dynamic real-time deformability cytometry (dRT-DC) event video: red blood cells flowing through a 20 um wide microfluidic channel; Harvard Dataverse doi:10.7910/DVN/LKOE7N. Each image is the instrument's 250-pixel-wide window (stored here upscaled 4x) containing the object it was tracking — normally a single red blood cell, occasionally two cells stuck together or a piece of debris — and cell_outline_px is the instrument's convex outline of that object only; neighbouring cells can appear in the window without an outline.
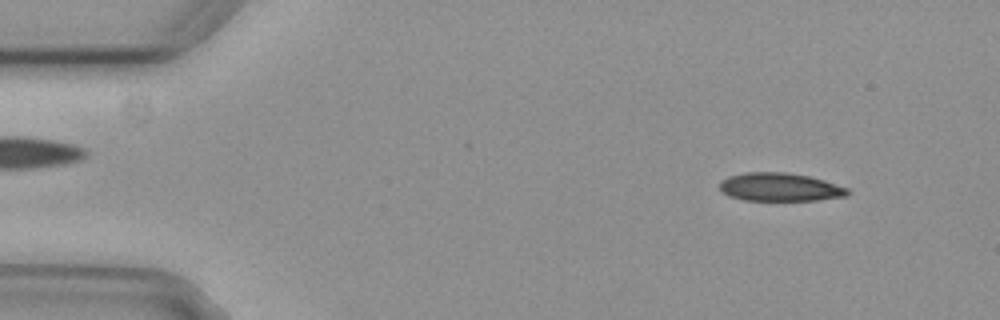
{"species": "common noctule bat (a hibernating species)", "species_latin": "Nyctalus noctula", "temperature_condition": "cold", "stored_images_in_passage": 4, "camera_frame_rate_fps": 3000, "um_per_image_px": 0.085, "animal": {"sex": "female", "body_mass_g": 29.2, "forearm_length_mm": 56.3}, "frame": {"image": 1, "passage_image": 1, "time_ms": 0.0, "image_size_px": [1000, 320], "cell_outline_px": [[852, 192], [848, 196], [816, 200], [744, 200], [728, 196], [720, 192], [720, 180], [728, 176], [744, 172], [784, 172], [808, 176], [824, 180], [848, 188]], "centroid_in_image_um": [66.28, 15.9], "position_along_channel_um": 18.7, "area_um2": 21.27}}
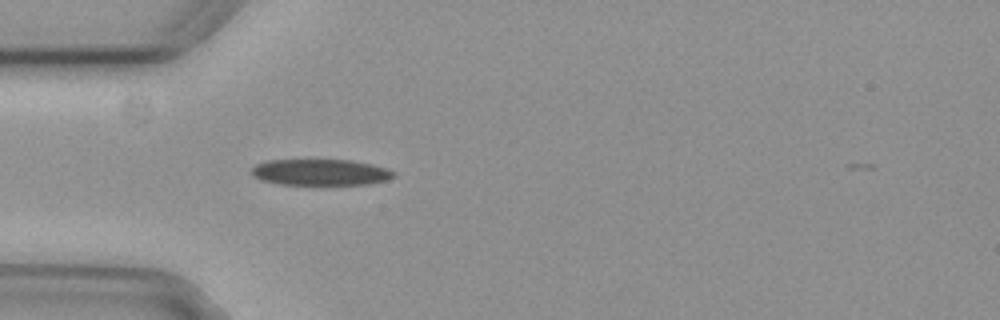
{"frame": {"image": 2, "passage_image": 4, "time_ms": 1.0, "image_size_px": [1000, 320], "cell_outline_px": [[396, 176], [384, 180], [368, 184], [280, 184], [260, 180], [252, 176], [252, 168], [256, 164], [268, 160], [352, 160], [372, 164], [388, 168], [396, 172]], "centroid_in_image_um": [27.25, 14.63], "position_along_channel_um": 57.8, "area_um2": 21.68}}